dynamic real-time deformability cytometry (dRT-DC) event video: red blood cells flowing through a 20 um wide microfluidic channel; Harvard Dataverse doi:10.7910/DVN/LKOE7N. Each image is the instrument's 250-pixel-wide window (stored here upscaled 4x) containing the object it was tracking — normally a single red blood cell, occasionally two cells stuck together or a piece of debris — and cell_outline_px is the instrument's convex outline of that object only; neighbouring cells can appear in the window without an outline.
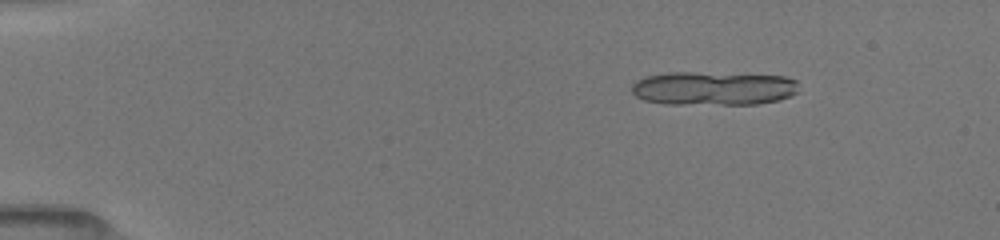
{"species": "common noctule bat (a hibernating species)", "species_latin": "Nyctalus noctula", "temperature_condition": "room temperature", "stored_images_in_passage": 18, "camera_frame_rate_fps": 3000, "um_per_image_px": 0.085, "animal": {"sex": "female", "body_mass_g": 19.5, "forearm_length_mm": 54.1}, "frame": {"image": 1, "passage_image": 8, "time_ms": 2.333, "image_size_px": [1000, 240], "cell_outline_px": [[796, 92], [788, 96], [776, 100], [756, 104], [664, 104], [644, 100], [636, 96], [632, 92], [632, 84], [636, 80], [644, 76], [668, 72], [692, 72], [784, 76], [796, 80]], "centroid_in_image_um": [60.56, 7.51], "position_along_channel_um": 24.4, "area_um2": 32.77}}